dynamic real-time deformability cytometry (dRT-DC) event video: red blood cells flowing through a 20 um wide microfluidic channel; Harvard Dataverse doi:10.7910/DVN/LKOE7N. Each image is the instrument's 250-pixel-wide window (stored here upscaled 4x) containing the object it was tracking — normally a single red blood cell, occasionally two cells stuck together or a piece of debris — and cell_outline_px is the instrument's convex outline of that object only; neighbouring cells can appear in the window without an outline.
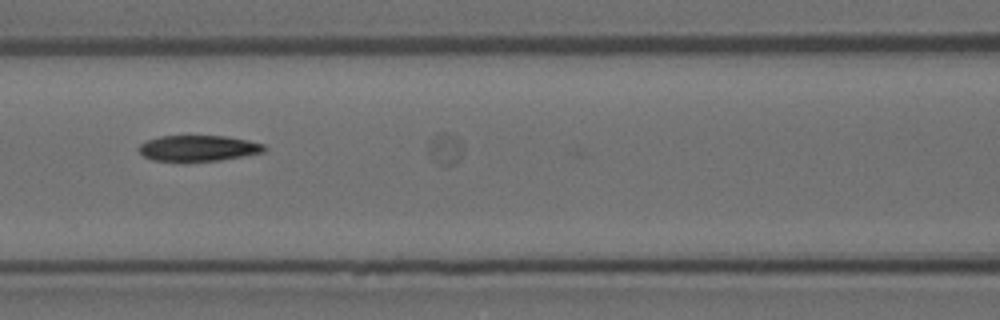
{"species": "Egyptian fruit bat (a non-hibernating species)", "species_latin": "Rousettus aegyptiacus", "temperature_condition": "room temperature", "stored_images_in_passage": 11, "camera_frame_rate_fps": 3000, "um_per_image_px": 0.085, "animal": {"sex": "female"}, "frame": {"image": 1, "passage_image": 10, "time_ms": 3.0, "image_size_px": [1000, 320], "cell_outline_px": [[268, 148], [264, 152], [220, 160], [184, 164], [152, 160], [144, 156], [140, 152], [140, 144], [148, 140], [160, 136], [224, 136], [248, 140], [264, 144]], "centroid_in_image_um": [16.84, 12.64], "position_along_channel_um": 149.8, "area_um2": 19.48}}